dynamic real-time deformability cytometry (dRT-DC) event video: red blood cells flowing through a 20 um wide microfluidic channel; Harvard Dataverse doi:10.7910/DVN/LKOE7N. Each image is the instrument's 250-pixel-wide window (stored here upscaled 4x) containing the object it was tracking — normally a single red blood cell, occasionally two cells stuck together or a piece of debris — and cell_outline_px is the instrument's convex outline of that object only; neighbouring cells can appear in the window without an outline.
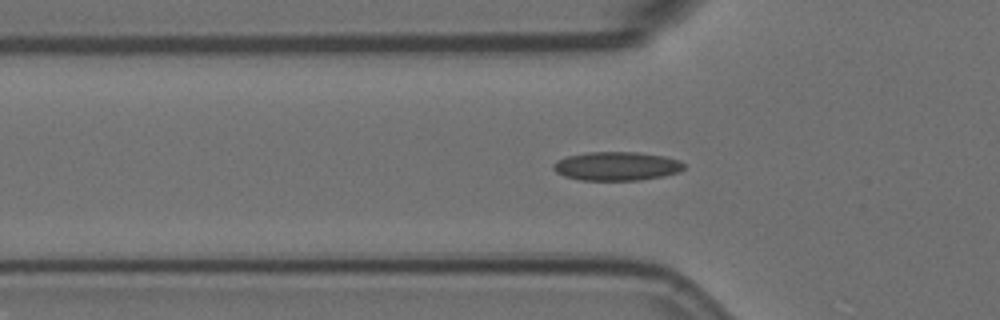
{"species": "Egyptian fruit bat (a non-hibernating species)", "species_latin": "Rousettus aegyptiacus", "temperature_condition": "room temperature", "stored_images_in_passage": 43, "camera_frame_rate_fps": 3000, "um_per_image_px": 0.085, "animal": {"sex": "female"}, "frame": {"image": 1, "passage_image": 4, "time_ms": 1.0, "image_size_px": [1000, 320], "cell_outline_px": [[684, 168], [680, 172], [664, 176], [640, 180], [580, 180], [564, 176], [556, 172], [552, 168], [552, 164], [556, 160], [568, 156], [588, 152], [636, 152], [664, 156], [680, 160], [684, 164]], "centroid_in_image_um": [52.41, 14.12], "position_along_channel_um": 73.4, "area_um2": 22.02}}
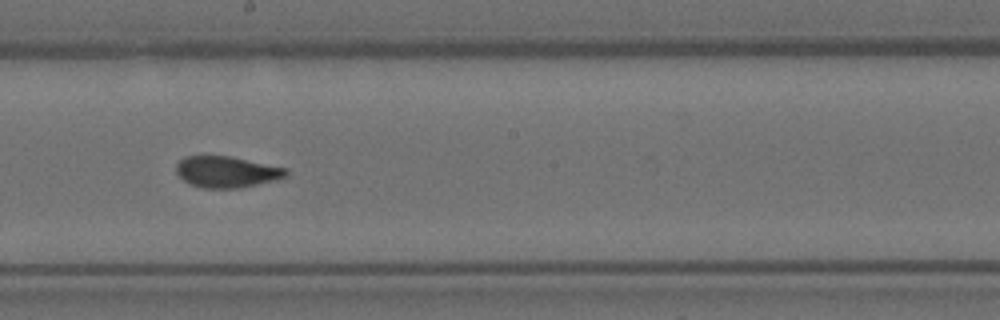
{"frame": {"image": 2, "passage_image": 17, "time_ms": 5.333, "image_size_px": [1000, 320], "cell_outline_px": [[288, 176], [276, 180], [240, 188], [204, 188], [188, 184], [176, 172], [176, 164], [184, 156], [228, 156], [288, 168]], "centroid_in_image_um": [19.28, 14.61], "position_along_channel_um": 228.9, "area_um2": 20.06}}
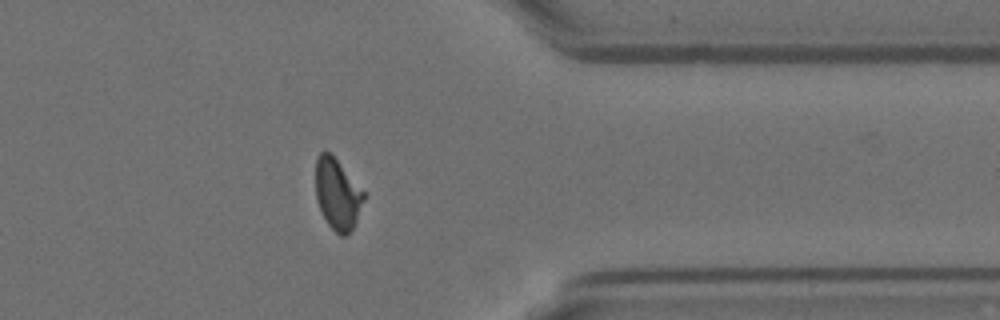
{"frame": {"image": 3, "passage_image": 31, "time_ms": 10.0, "image_size_px": [1000, 320], "cell_outline_px": [[364, 200], [356, 220], [352, 228], [344, 236], [340, 236], [328, 224], [320, 208], [316, 196], [316, 160], [320, 152], [324, 148], [332, 152], [364, 192]], "centroid_in_image_um": [28.67, 16.43], "position_along_channel_um": 382.7, "area_um2": 19.83}, "authors_computed_cell_mechanics": {"area_um2": 20.519, "velocity_mm_per_s": 3.5653, "shape_relaxation_time_tau1_ms": 10.2842, "shape_relaxation_time_tau2_ms": 1.2501, "deformation_change_tau1": 0.2145, "deformation_change_tau2": 0.0733}}